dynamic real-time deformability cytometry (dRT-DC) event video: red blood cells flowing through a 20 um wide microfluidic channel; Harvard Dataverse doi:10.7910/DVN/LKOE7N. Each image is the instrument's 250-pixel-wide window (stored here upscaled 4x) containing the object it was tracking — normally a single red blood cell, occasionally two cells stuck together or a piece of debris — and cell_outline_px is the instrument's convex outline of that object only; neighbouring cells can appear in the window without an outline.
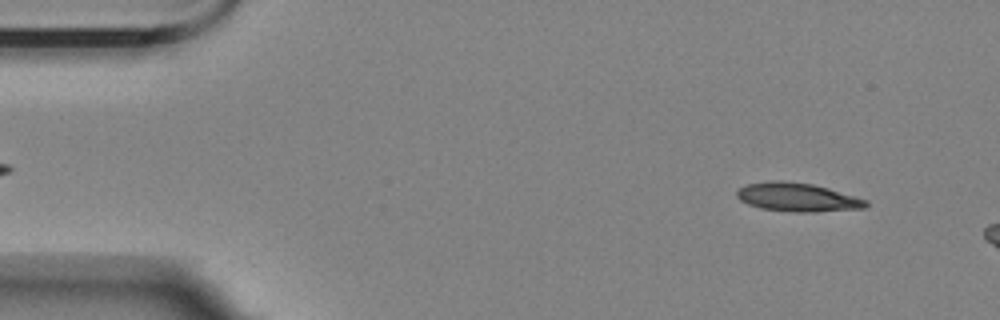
{"species": "Egyptian fruit bat (a non-hibernating species)", "species_latin": "Rousettus aegyptiacus", "temperature_condition": "room temperature", "stored_images_in_passage": 3, "camera_frame_rate_fps": 3000, "um_per_image_px": 0.085, "animal": {"sex": "female"}, "frame": {"image": 1, "passage_image": 1, "time_ms": 0.0, "image_size_px": [1000, 320], "cell_outline_px": [[868, 204], [864, 208], [816, 212], [792, 212], [760, 208], [748, 204], [740, 200], [736, 196], [736, 192], [740, 188], [748, 184], [772, 180], [780, 180], [812, 184], [828, 188], [868, 200]], "centroid_in_image_um": [67.78, 16.77], "position_along_channel_um": 17.2, "area_um2": 21.5}}